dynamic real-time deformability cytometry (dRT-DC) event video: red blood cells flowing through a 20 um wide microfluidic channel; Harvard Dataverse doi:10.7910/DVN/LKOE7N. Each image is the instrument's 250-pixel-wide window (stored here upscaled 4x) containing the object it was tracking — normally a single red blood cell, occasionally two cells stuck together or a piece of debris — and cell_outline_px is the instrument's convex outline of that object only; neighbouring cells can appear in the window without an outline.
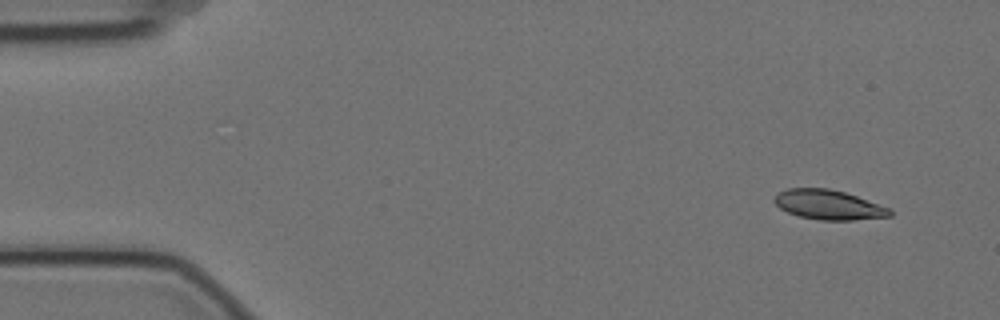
{"species": "Egyptian fruit bat (a non-hibernating species)", "species_latin": "Rousettus aegyptiacus", "temperature_condition": "cold", "stored_images_in_passage": 14, "camera_frame_rate_fps": 3000, "um_per_image_px": 0.085, "animal": {"sex": "female"}, "frame": {"image": 1, "passage_image": 1, "time_ms": 0.0, "image_size_px": [1000, 320], "cell_outline_px": [[892, 216], [852, 220], [820, 220], [800, 216], [788, 212], [780, 208], [772, 200], [780, 192], [788, 188], [828, 188], [844, 192], [892, 208]], "centroid_in_image_um": [70.46, 17.41], "position_along_channel_um": 14.5, "area_um2": 19.88}}
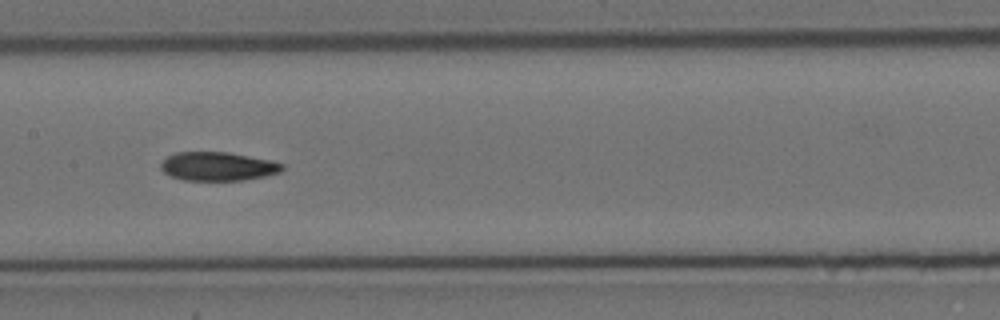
{"frame": {"image": 2, "passage_image": 7, "time_ms": 2.0, "image_size_px": [1000, 320], "cell_outline_px": [[284, 168], [280, 172], [264, 176], [244, 180], [184, 180], [172, 176], [164, 172], [160, 168], [160, 164], [168, 156], [176, 152], [228, 152], [268, 160], [284, 164]], "centroid_in_image_um": [18.5, 14.14], "position_along_channel_um": 188.9, "area_um2": 20.11}}
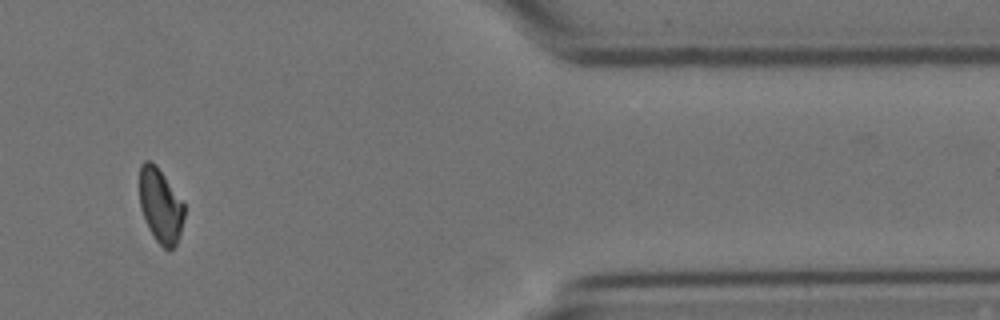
{"frame": {"image": 3, "passage_image": 12, "time_ms": 3.667, "image_size_px": [1000, 320], "cell_outline_px": [[184, 216], [180, 236], [176, 244], [168, 252], [156, 240], [148, 228], [140, 204], [140, 164], [144, 160], [148, 160], [156, 164], [184, 204]], "centroid_in_image_um": [13.64, 17.48], "position_along_channel_um": 397.8, "area_um2": 19.25}}